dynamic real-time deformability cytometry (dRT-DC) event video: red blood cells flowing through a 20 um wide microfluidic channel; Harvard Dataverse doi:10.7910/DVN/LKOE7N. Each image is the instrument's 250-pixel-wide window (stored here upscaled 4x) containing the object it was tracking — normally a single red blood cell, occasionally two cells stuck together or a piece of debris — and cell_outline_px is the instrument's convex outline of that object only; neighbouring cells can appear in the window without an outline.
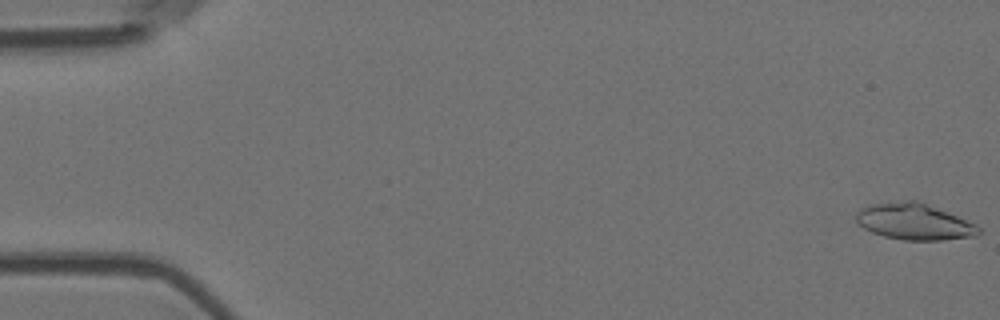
{"species": "Egyptian fruit bat (a non-hibernating species)", "species_latin": "Rousettus aegyptiacus", "temperature_condition": "room temperature", "stored_images_in_passage": 9, "camera_frame_rate_fps": 3000, "um_per_image_px": 0.085, "animal": {"sex": "female"}, "frame": {"image": 1, "passage_image": 1, "time_ms": 0.0, "image_size_px": [1000, 320], "cell_outline_px": [[980, 232], [976, 236], [944, 240], [904, 240], [884, 236], [872, 232], [864, 228], [856, 220], [856, 212], [860, 208], [868, 204], [908, 200], [920, 200], [976, 224], [980, 228]], "centroid_in_image_um": [77.71, 18.83], "position_along_channel_um": 7.3, "area_um2": 26.07}}
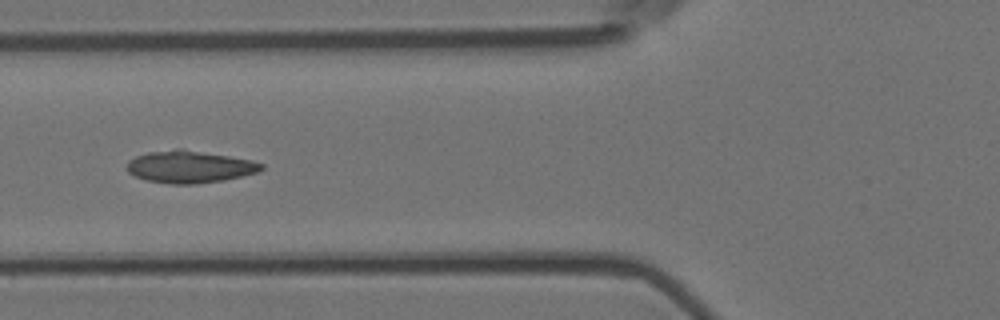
{"frame": {"image": 2, "passage_image": 6, "time_ms": 1.667, "image_size_px": [1000, 320], "cell_outline_px": [[264, 168], [260, 172], [224, 180], [196, 184], [172, 184], [148, 180], [136, 176], [128, 172], [128, 160], [136, 156], [148, 152], [176, 148], [184, 148], [252, 160], [264, 164]], "centroid_in_image_um": [16.16, 14.16], "position_along_channel_um": 109.6, "area_um2": 25.37}}
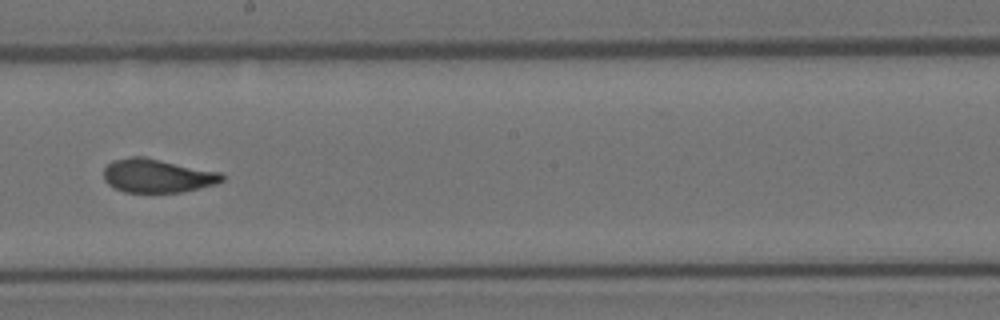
{"frame": {"image": 3, "passage_image": 9, "time_ms": 2.667, "image_size_px": [1000, 320], "cell_outline_px": [[224, 180], [216, 184], [200, 188], [180, 192], [124, 192], [108, 184], [104, 180], [104, 168], [112, 160], [132, 156], [144, 156], [220, 172], [224, 176]], "centroid_in_image_um": [13.36, 14.93], "position_along_channel_um": 234.8, "area_um2": 23.24}}